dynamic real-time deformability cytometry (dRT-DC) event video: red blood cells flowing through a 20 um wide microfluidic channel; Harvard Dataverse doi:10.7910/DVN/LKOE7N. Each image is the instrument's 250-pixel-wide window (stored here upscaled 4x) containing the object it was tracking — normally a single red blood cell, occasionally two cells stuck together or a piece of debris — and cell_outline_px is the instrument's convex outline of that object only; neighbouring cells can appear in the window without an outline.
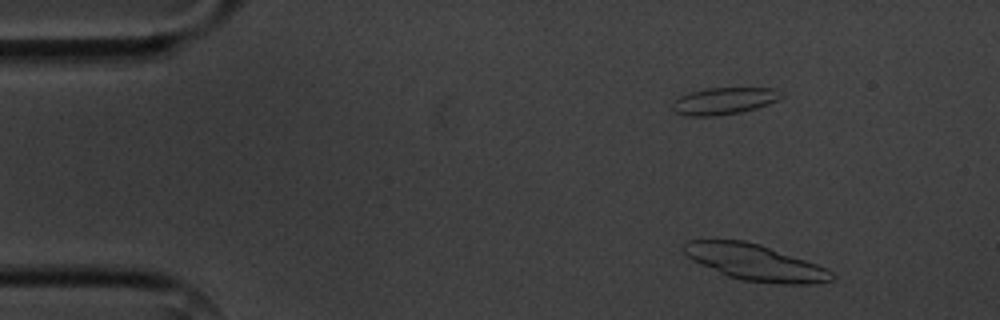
{"species": "common noctule bat (a hibernating species)", "species_latin": "Nyctalus noctula", "temperature_condition": "cold", "stored_images_in_passage": 5, "camera_frame_rate_fps": 3000, "um_per_image_px": 0.085, "animal": {"sex": "male", "body_mass_g": 20.1, "forearm_length_mm": 53.5}, "frame": {"image": 1, "passage_image": 1, "time_ms": 0.0, "image_size_px": [1000, 320], "cell_outline_px": [[836, 280], [816, 284], [780, 284], [744, 280], [728, 276], [692, 260], [684, 252], [684, 244], [688, 240], [744, 240], [760, 244], [816, 264], [832, 272], [836, 276]], "centroid_in_image_um": [64.23, 22.32], "position_along_channel_um": 20.8, "area_um2": 30.87}}